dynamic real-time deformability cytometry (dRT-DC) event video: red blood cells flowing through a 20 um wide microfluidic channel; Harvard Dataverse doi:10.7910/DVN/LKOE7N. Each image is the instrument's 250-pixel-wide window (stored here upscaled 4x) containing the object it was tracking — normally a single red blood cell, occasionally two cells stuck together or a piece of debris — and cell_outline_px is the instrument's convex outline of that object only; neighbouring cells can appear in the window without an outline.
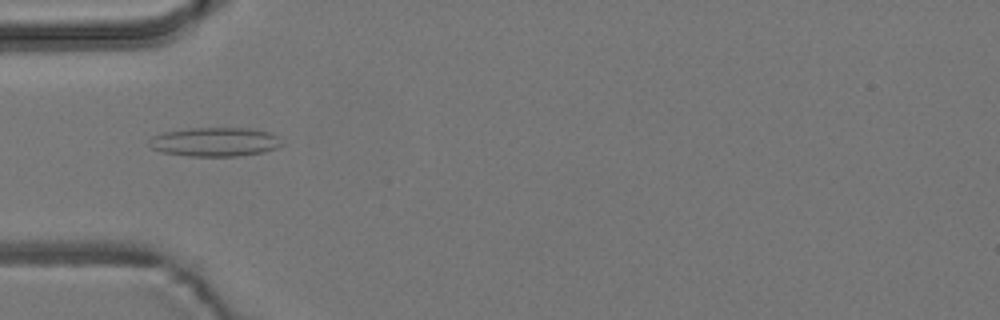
{"species": "common noctule bat (a hibernating species)", "species_latin": "Nyctalus noctula", "temperature_condition": "room temperature", "stored_images_in_passage": 3, "camera_frame_rate_fps": 3000, "um_per_image_px": 0.085, "animal": {"sex": "male", "body_mass_g": 19.2, "forearm_length_mm": 51.8}, "frame": {"image": 1, "passage_image": 1, "time_ms": 0.0, "image_size_px": [1000, 320], "cell_outline_px": [[284, 144], [276, 148], [264, 152], [236, 156], [188, 156], [160, 152], [152, 148], [148, 144], [148, 140], [152, 136], [164, 132], [188, 128], [248, 128], [268, 132], [276, 136]], "centroid_in_image_um": [18.23, 12.06], "position_along_channel_um": 66.8, "area_um2": 22.48}}
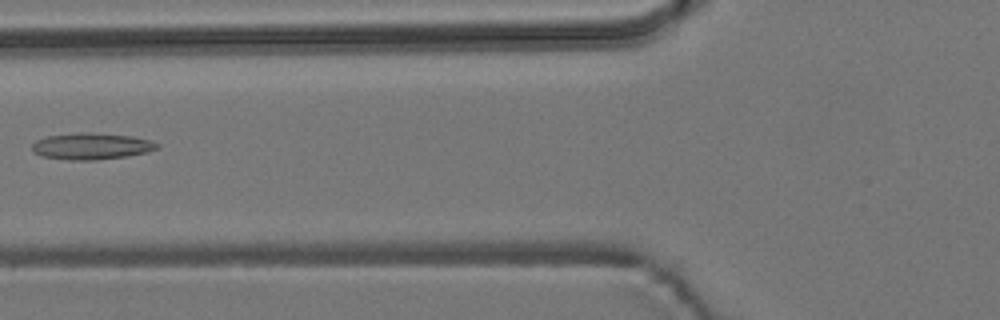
{"frame": {"image": 2, "passage_image": 2, "time_ms": 1.333, "image_size_px": [1000, 320], "cell_outline_px": [[160, 148], [148, 152], [128, 156], [96, 160], [68, 160], [44, 156], [32, 152], [32, 144], [36, 140], [48, 136], [80, 132], [88, 132], [132, 136], [152, 140], [160, 144]], "centroid_in_image_um": [7.82, 12.43], "position_along_channel_um": 118.0, "area_um2": 19.48}}
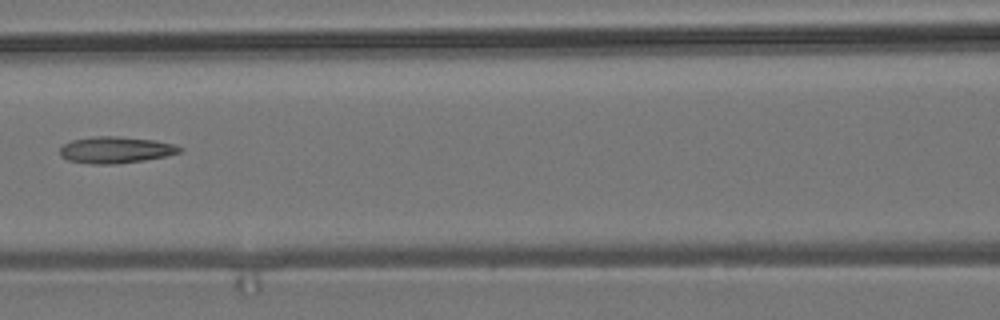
{"frame": {"image": 3, "passage_image": 3, "time_ms": 2.333, "image_size_px": [1000, 320], "cell_outline_px": [[184, 148], [180, 152], [168, 156], [144, 160], [116, 164], [92, 164], [68, 160], [60, 156], [60, 148], [64, 144], [72, 140], [92, 136], [116, 136], [152, 140], [172, 144]], "centroid_in_image_um": [9.82, 12.74], "position_along_channel_um": 156.8, "area_um2": 18.5}}